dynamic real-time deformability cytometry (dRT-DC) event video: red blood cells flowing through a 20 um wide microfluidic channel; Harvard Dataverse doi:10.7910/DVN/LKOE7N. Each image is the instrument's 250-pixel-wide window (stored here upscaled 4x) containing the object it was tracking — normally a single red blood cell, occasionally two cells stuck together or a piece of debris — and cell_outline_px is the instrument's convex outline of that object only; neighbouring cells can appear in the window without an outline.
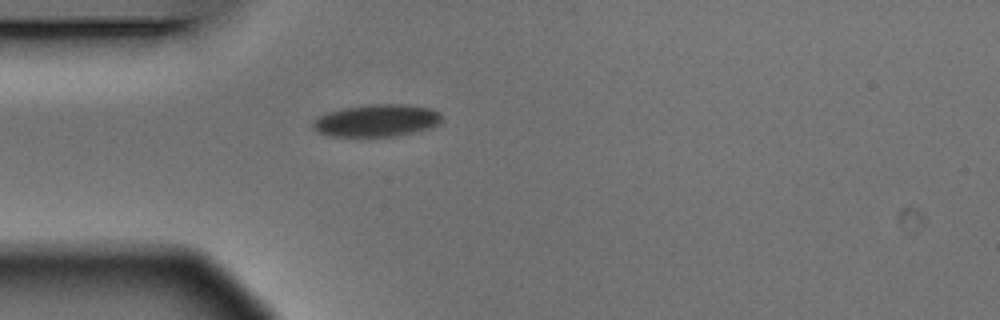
{"species": "Egyptian fruit bat (a non-hibernating species)", "species_latin": "Rousettus aegyptiacus", "temperature_condition": "warm", "stored_images_in_passage": 1, "camera_frame_rate_fps": 3000, "um_per_image_px": 0.085, "animal": {"sex": "male"}, "frame": {"image": 1, "passage_image": 1, "time_ms": 0.0, "image_size_px": [1000, 320], "cell_outline_px": [[440, 120], [436, 124], [428, 128], [396, 136], [332, 136], [316, 132], [312, 128], [312, 120], [328, 112], [344, 108], [372, 104], [408, 104], [432, 108], [440, 112]], "centroid_in_image_um": [31.98, 10.24], "position_along_channel_um": 53.0, "area_um2": 24.1}}